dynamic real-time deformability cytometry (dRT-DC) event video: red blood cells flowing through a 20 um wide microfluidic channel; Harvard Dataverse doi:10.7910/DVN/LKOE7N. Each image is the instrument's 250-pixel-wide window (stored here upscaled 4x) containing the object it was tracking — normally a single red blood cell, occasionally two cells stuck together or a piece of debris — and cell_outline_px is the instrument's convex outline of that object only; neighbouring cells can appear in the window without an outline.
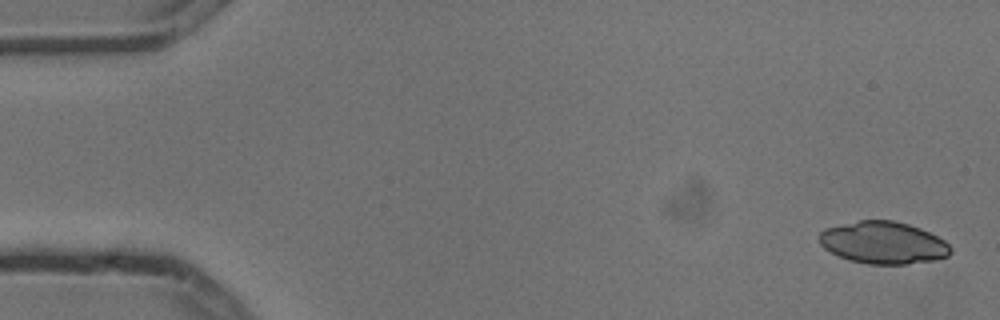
{"species": "common noctule bat (a hibernating species)", "species_latin": "Nyctalus noctula", "temperature_condition": "cold", "stored_images_in_passage": 4, "camera_frame_rate_fps": 3000, "um_per_image_px": 0.085, "animal": {"sex": "male", "body_mass_g": 13.3}, "frame": {"image": 1, "passage_image": 1, "time_ms": 0.0, "image_size_px": [1000, 320], "cell_outline_px": [[952, 252], [948, 256], [936, 260], [904, 264], [868, 264], [848, 260], [824, 248], [820, 244], [820, 232], [824, 228], [860, 220], [892, 220], [908, 224], [920, 228], [944, 240], [952, 248]], "centroid_in_image_um": [75.09, 20.63], "position_along_channel_um": 9.9, "area_um2": 32.25}}
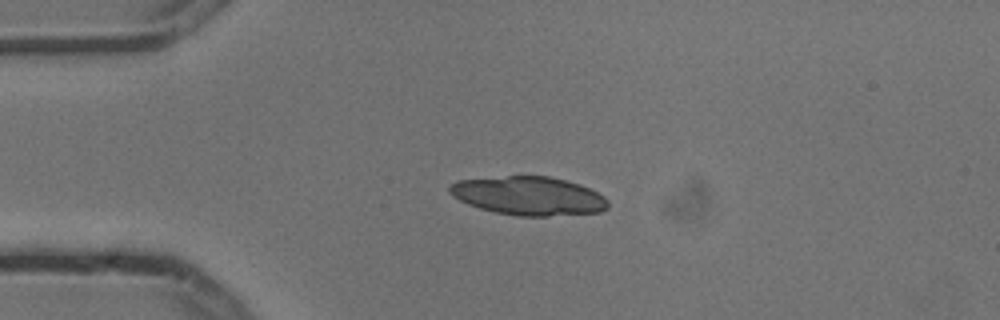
{"frame": {"image": 2, "passage_image": 4, "time_ms": 1.0, "image_size_px": [1000, 320], "cell_outline_px": [[608, 208], [600, 212], [548, 216], [516, 216], [496, 212], [480, 208], [468, 204], [452, 196], [448, 192], [448, 188], [456, 180], [508, 176], [548, 176], [580, 184], [604, 196], [608, 200]], "centroid_in_image_um": [44.93, 16.65], "position_along_channel_um": 40.1, "area_um2": 35.6}}